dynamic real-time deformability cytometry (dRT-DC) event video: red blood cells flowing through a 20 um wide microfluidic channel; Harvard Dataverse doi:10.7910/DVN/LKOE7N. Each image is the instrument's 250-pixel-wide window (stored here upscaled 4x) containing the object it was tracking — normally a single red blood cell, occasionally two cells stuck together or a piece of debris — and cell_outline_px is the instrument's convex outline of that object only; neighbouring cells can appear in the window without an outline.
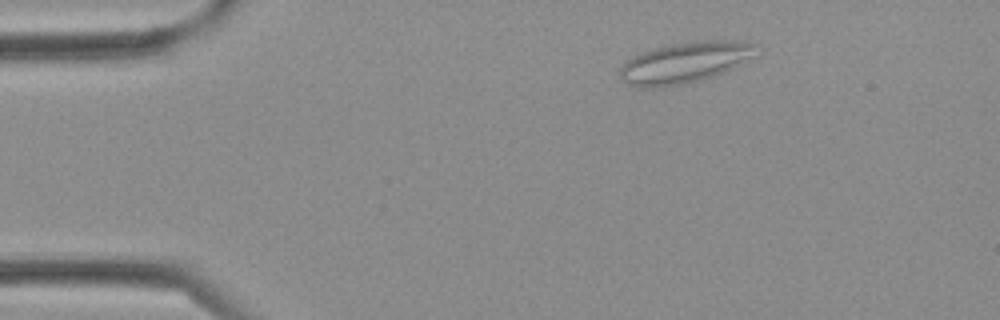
{"species": "Egyptian fruit bat (a non-hibernating species)", "species_latin": "Rousettus aegyptiacus", "temperature_condition": "cold", "stored_images_in_passage": 2, "camera_frame_rate_fps": 3000, "um_per_image_px": 0.085, "frame": {"image": 1, "passage_image": 1, "time_ms": 0.0, "image_size_px": [1000, 320], "cell_outline_px": [[756, 56], [724, 72], [712, 76], [680, 84], [648, 88], [636, 88], [628, 84], [620, 76], [620, 68], [632, 56], [656, 48], [672, 44], [704, 40], [728, 40], [756, 44]], "centroid_in_image_um": [58.21, 5.31], "position_along_channel_um": 26.8, "area_um2": 31.96}}